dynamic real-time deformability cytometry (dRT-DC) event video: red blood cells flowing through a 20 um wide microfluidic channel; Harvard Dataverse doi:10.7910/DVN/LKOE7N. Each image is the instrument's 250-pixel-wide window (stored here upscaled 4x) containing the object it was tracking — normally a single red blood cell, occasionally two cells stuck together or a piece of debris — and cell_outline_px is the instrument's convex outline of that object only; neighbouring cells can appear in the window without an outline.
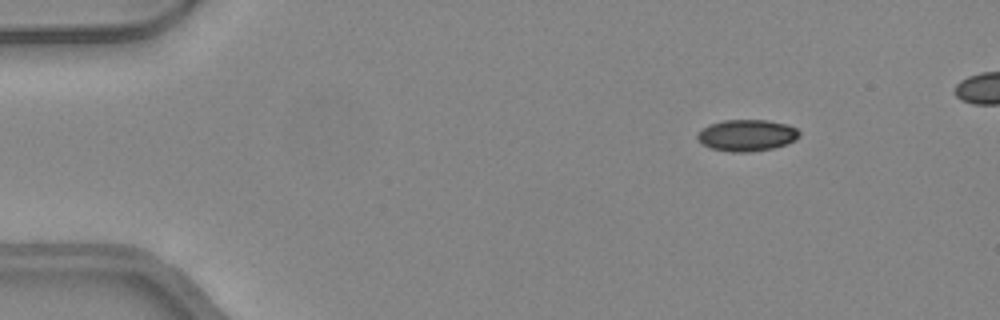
{"species": "common noctule bat (a hibernating species)", "species_latin": "Nyctalus noctula", "temperature_condition": "warm", "stored_images_in_passage": 46, "camera_frame_rate_fps": 3000, "um_per_image_px": 0.085, "animal": {"sex": "female", "body_mass_g": 24.6, "forearm_length_mm": 56.2}, "frame": {"image": 1, "passage_image": 7, "time_ms": 2.0, "image_size_px": [1000, 320], "cell_outline_px": [[800, 136], [796, 140], [788, 144], [772, 148], [748, 152], [732, 152], [712, 148], [704, 144], [696, 136], [708, 124], [724, 120], [768, 120], [788, 124], [796, 128], [800, 132]], "centroid_in_image_um": [63.54, 11.49], "position_along_channel_um": 21.5, "area_um2": 18.67}}
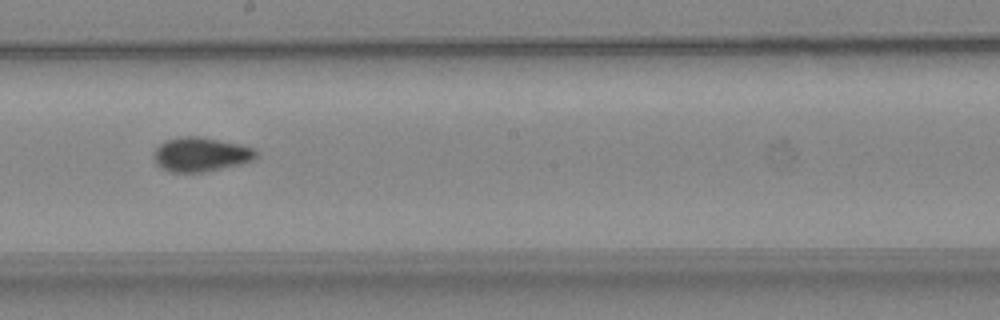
{"frame": {"image": 2, "passage_image": 28, "time_ms": 9.0, "image_size_px": [1000, 320], "cell_outline_px": [[260, 156], [256, 160], [244, 164], [204, 172], [168, 172], [160, 168], [156, 164], [152, 156], [156, 148], [164, 140], [184, 136], [200, 136], [256, 148], [260, 152]], "centroid_in_image_um": [17.11, 13.14], "position_along_channel_um": 231.1, "area_um2": 20.98}}
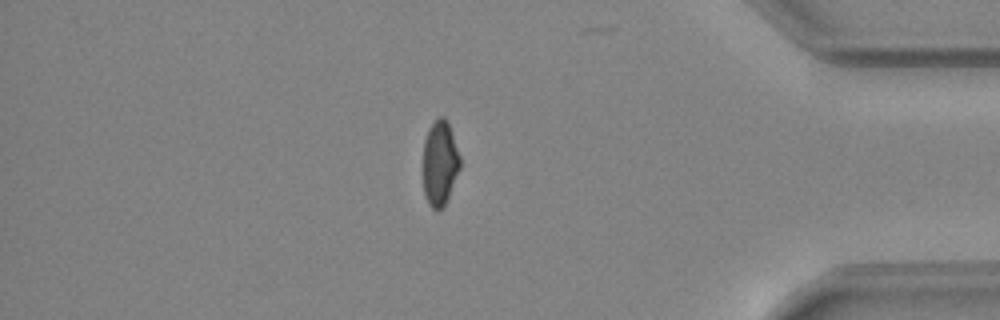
{"frame": {"image": 3, "passage_image": 42, "time_ms": 13.667, "image_size_px": [1000, 320], "cell_outline_px": [[460, 168], [444, 208], [436, 212], [428, 204], [424, 196], [424, 140], [428, 128], [440, 116], [444, 116], [448, 120], [460, 156]], "centroid_in_image_um": [37.39, 13.89], "position_along_channel_um": 397.8, "area_um2": 18.5}}